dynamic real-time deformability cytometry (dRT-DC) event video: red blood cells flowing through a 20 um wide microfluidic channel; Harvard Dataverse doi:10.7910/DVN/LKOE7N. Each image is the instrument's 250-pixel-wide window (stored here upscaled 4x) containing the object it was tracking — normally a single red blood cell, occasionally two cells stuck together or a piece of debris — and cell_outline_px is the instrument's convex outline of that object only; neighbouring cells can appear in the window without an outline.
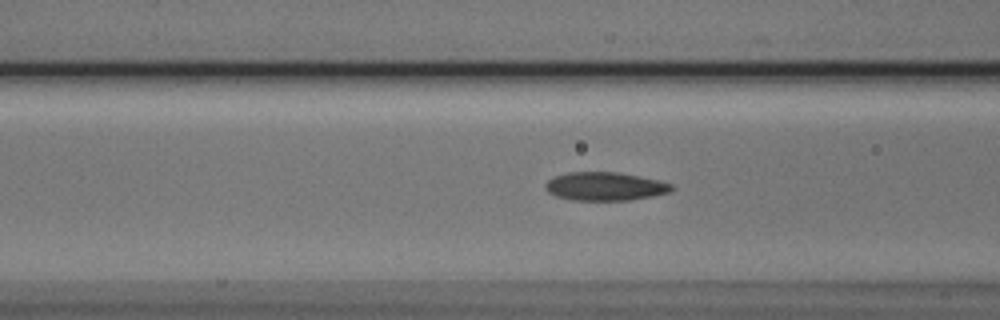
{"species": "Egyptian fruit bat (a non-hibernating species)", "species_latin": "Rousettus aegyptiacus", "temperature_condition": "cold", "stored_images_in_passage": 28, "camera_frame_rate_fps": 3000, "um_per_image_px": 0.085, "animal": {"sex": "male"}, "frame": {"image": 1, "passage_image": 6, "time_ms": 1.667, "image_size_px": [1000, 320], "cell_outline_px": [[676, 188], [672, 192], [652, 196], [628, 200], [572, 200], [556, 196], [548, 192], [544, 188], [544, 184], [552, 176], [568, 172], [616, 172], [660, 180], [672, 184]], "centroid_in_image_um": [51.43, 15.84], "position_along_channel_um": 115.2, "area_um2": 21.1}}
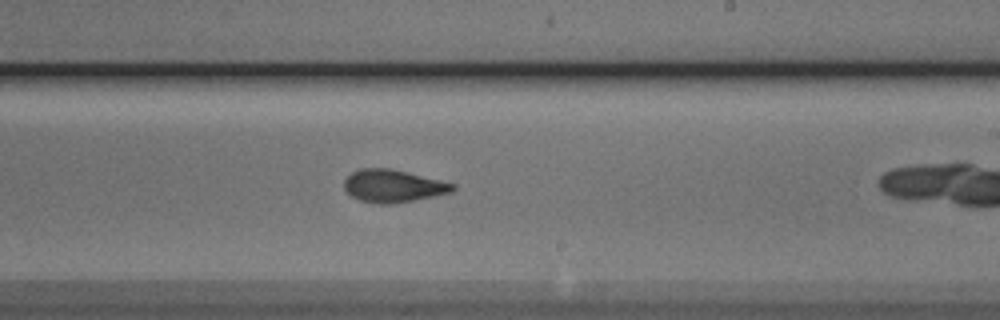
{"frame": {"image": 2, "passage_image": 17, "time_ms": 5.333, "image_size_px": [1000, 320], "cell_outline_px": [[456, 188], [452, 192], [436, 196], [416, 200], [392, 204], [376, 204], [360, 200], [352, 196], [344, 188], [344, 180], [352, 172], [360, 168], [388, 168], [440, 180], [456, 184]], "centroid_in_image_um": [33.42, 15.82], "position_along_channel_um": 255.6, "area_um2": 20.63}}
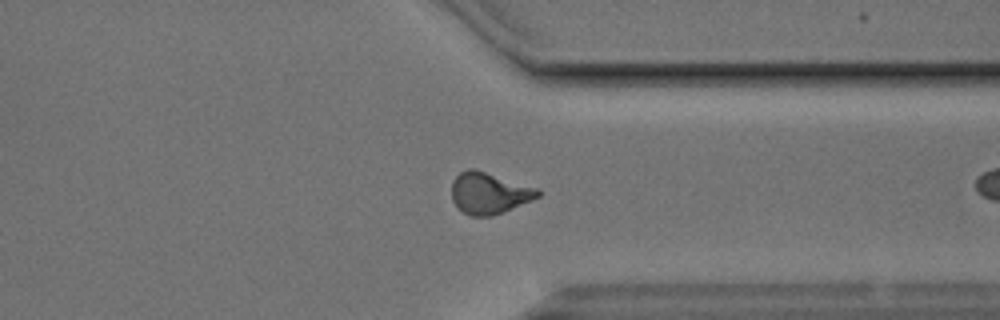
{"frame": {"image": 3, "passage_image": 26, "time_ms": 8.333, "image_size_px": [1000, 320], "cell_outline_px": [[540, 196], [532, 200], [492, 216], [472, 216], [464, 212], [452, 200], [452, 180], [460, 172], [468, 168], [472, 168], [540, 188]], "centroid_in_image_um": [41.59, 16.4], "position_along_channel_um": 369.8, "area_um2": 20.69}}